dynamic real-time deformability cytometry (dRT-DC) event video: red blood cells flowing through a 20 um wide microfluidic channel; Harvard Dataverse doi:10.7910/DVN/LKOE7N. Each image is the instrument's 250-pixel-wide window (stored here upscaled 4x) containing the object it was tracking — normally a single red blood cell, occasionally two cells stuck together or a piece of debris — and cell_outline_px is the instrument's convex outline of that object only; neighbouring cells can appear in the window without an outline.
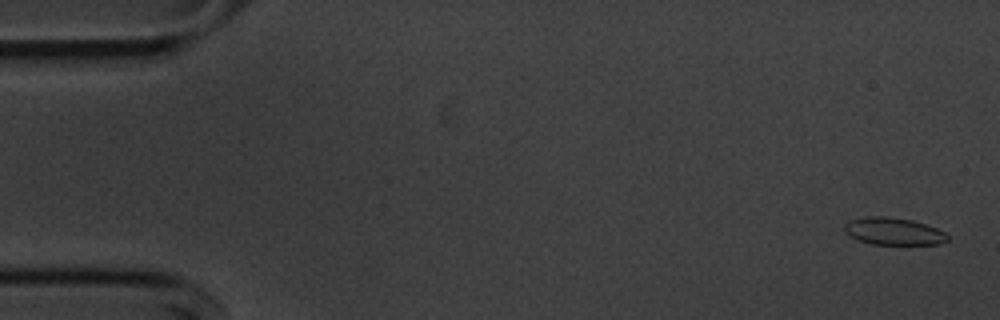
{"species": "common noctule bat (a hibernating species)", "species_latin": "Nyctalus noctula", "temperature_condition": "cold", "stored_images_in_passage": 55, "camera_frame_rate_fps": 3000, "um_per_image_px": 0.085, "animal": {"sex": "male", "body_mass_g": 20.1, "forearm_length_mm": 53.5}, "frame": {"image": 1, "passage_image": 2, "time_ms": 0.333, "image_size_px": [1000, 320], "cell_outline_px": [[948, 240], [940, 244], [872, 244], [856, 240], [844, 232], [844, 224], [852, 220], [864, 216], [888, 216], [912, 220], [936, 228], [944, 232], [948, 236]], "centroid_in_image_um": [75.91, 19.66], "position_along_channel_um": 9.1, "area_um2": 16.42}}
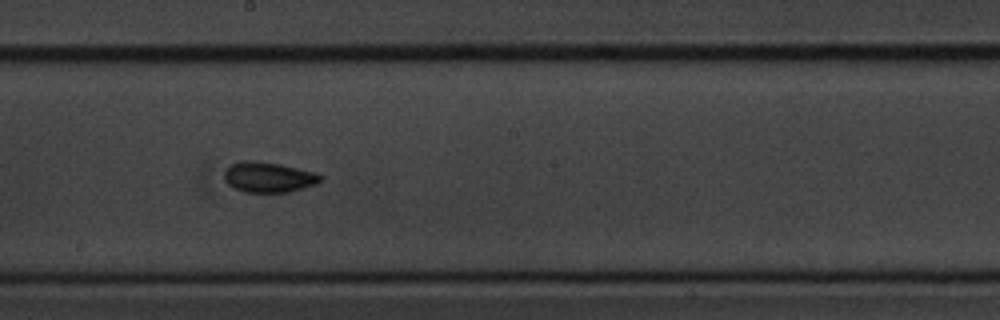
{"frame": {"image": 2, "passage_image": 30, "time_ms": 9.667, "image_size_px": [1000, 320], "cell_outline_px": [[324, 180], [316, 184], [288, 192], [244, 192], [232, 188], [224, 180], [224, 172], [232, 164], [240, 160], [256, 160], [280, 164], [316, 172], [324, 176]], "centroid_in_image_um": [22.84, 15.05], "position_along_channel_um": 225.4, "area_um2": 17.28}}
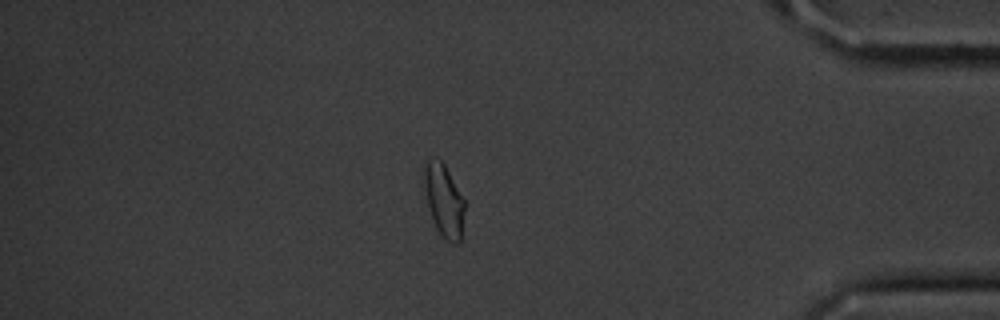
{"frame": {"image": 3, "passage_image": 47, "time_ms": 15.333, "image_size_px": [1000, 320], "cell_outline_px": [[464, 208], [460, 240], [456, 244], [452, 244], [436, 228], [428, 208], [424, 188], [424, 160], [436, 156], [444, 164], [464, 200]], "centroid_in_image_um": [37.69, 16.98], "position_along_channel_um": 397.5, "area_um2": 16.88}, "authors_computed_cell_mechanics": {"area_um2": 16.8776, "velocity_mm_per_s": 3.6543, "shape_relaxation_time_tau1_ms": 3.7741, "shape_relaxation_time_tau2_ms": 3.2268, "deformation_change_tau1": 0.0961, "deformation_change_tau2": 0.0632}}